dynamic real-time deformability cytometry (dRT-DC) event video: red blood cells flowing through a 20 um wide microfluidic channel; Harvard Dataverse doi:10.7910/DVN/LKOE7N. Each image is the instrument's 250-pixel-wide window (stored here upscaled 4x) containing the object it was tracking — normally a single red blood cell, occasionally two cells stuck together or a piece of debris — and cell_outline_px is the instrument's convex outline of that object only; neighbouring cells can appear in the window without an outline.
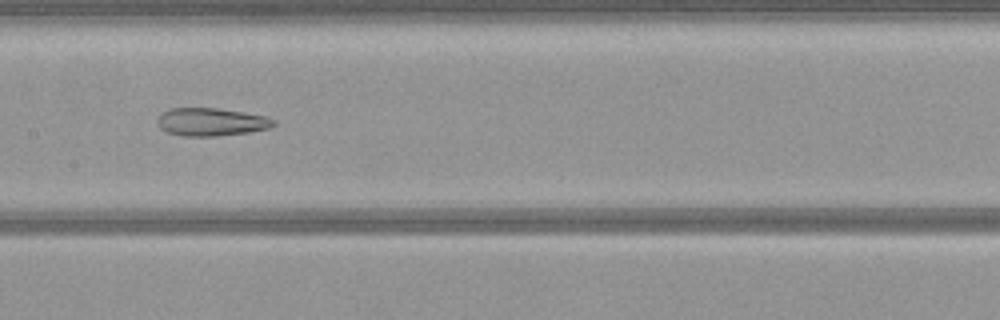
{"species": "common noctule bat (a hibernating species)", "species_latin": "Nyctalus noctula", "temperature_condition": "warm", "stored_images_in_passage": 51, "camera_frame_rate_fps": 3000, "um_per_image_px": 0.085, "animal": {"sex": "female", "body_mass_g": 21.9}, "frame": {"image": 1, "passage_image": 24, "time_ms": 7.667, "image_size_px": [1000, 320], "cell_outline_px": [[276, 124], [268, 128], [248, 132], [216, 136], [184, 136], [168, 132], [160, 128], [156, 120], [160, 112], [172, 108], [216, 108], [244, 112], [268, 116], [276, 120]], "centroid_in_image_um": [17.95, 10.35], "position_along_channel_um": 189.5, "area_um2": 19.02}}
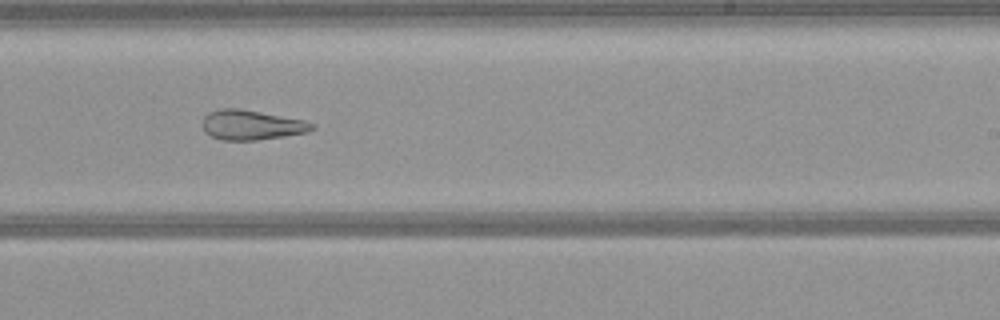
{"frame": {"image": 2, "passage_image": 30, "time_ms": 9.667, "image_size_px": [1000, 320], "cell_outline_px": [[316, 128], [308, 132], [284, 136], [256, 140], [220, 140], [204, 132], [204, 116], [208, 112], [220, 108], [240, 108], [304, 120], [316, 124]], "centroid_in_image_um": [21.4, 10.62], "position_along_channel_um": 267.6, "area_um2": 19.07}}
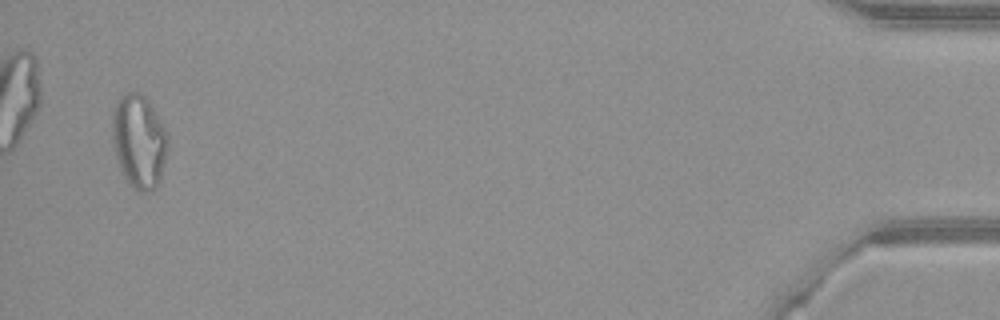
{"frame": {"image": 3, "passage_image": 49, "time_ms": 16.0, "image_size_px": [1000, 320], "cell_outline_px": [[168, 152], [160, 180], [156, 188], [144, 192], [140, 192], [128, 184], [120, 168], [112, 144], [112, 112], [116, 100], [128, 92], [140, 92], [148, 100], [168, 132]], "centroid_in_image_um": [11.82, 12.01], "position_along_channel_um": 423.4, "area_um2": 30.75}}